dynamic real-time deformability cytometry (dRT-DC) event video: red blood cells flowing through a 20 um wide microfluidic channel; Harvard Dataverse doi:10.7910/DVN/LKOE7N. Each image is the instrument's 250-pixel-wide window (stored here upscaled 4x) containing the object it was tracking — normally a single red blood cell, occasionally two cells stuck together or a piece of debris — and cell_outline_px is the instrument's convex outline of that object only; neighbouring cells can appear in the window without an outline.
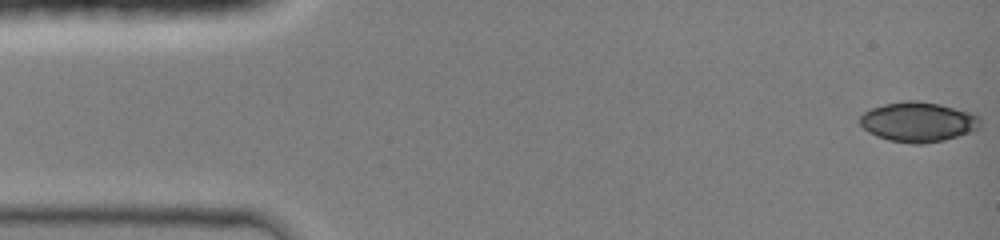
{"species": "common noctule bat (a hibernating species)", "species_latin": "Nyctalus noctula", "temperature_condition": "room temperature", "stored_images_in_passage": 45, "camera_frame_rate_fps": 3000, "um_per_image_px": 0.085, "animal": {"sex": "female", "body_mass_g": 19.0, "forearm_length_mm": 51.5}, "frame": {"image": 1, "passage_image": 1, "time_ms": 0.0, "image_size_px": [1000, 240], "cell_outline_px": [[980, 128], [944, 140], [924, 144], [912, 144], [888, 140], [876, 136], [868, 132], [860, 124], [860, 116], [864, 112], [872, 108], [884, 104], [904, 100], [916, 100], [940, 104], [976, 112], [980, 116]], "centroid_in_image_um": [78.07, 10.35], "position_along_channel_um": 6.9, "area_um2": 28.26}}
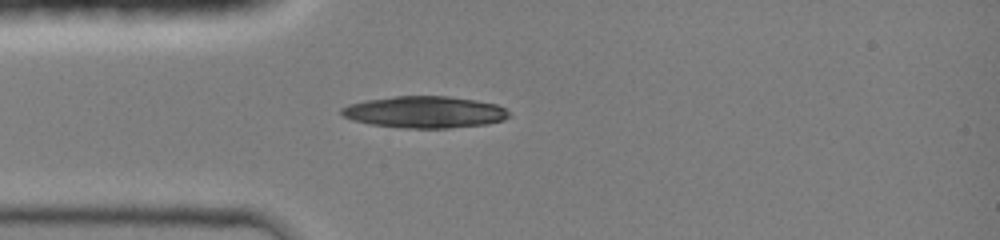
{"frame": {"image": 2, "passage_image": 12, "time_ms": 3.667, "image_size_px": [1000, 240], "cell_outline_px": [[512, 116], [504, 120], [488, 124], [448, 128], [404, 128], [372, 124], [352, 120], [344, 116], [340, 112], [340, 108], [348, 104], [364, 100], [396, 96], [448, 96], [476, 100], [496, 104], [504, 108]], "centroid_in_image_um": [36.11, 9.52], "position_along_channel_um": 48.9, "area_um2": 31.1}}
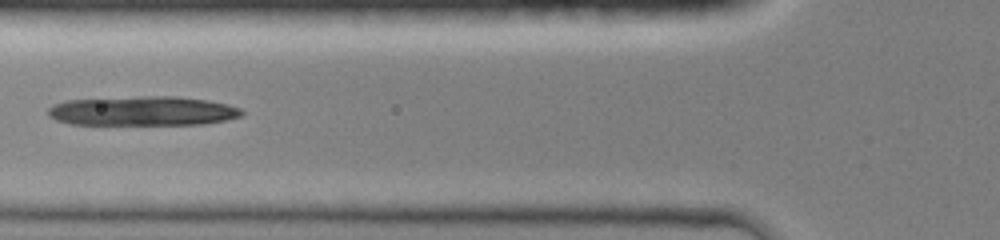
{"frame": {"image": 3, "passage_image": 17, "time_ms": 5.333, "image_size_px": [1000, 240], "cell_outline_px": [[244, 112], [240, 116], [228, 120], [204, 124], [68, 124], [56, 120], [48, 116], [48, 108], [52, 104], [64, 100], [140, 96], [176, 96], [204, 100], [228, 104], [240, 108]], "centroid_in_image_um": [12.09, 9.43], "position_along_channel_um": 113.7, "area_um2": 33.35}}